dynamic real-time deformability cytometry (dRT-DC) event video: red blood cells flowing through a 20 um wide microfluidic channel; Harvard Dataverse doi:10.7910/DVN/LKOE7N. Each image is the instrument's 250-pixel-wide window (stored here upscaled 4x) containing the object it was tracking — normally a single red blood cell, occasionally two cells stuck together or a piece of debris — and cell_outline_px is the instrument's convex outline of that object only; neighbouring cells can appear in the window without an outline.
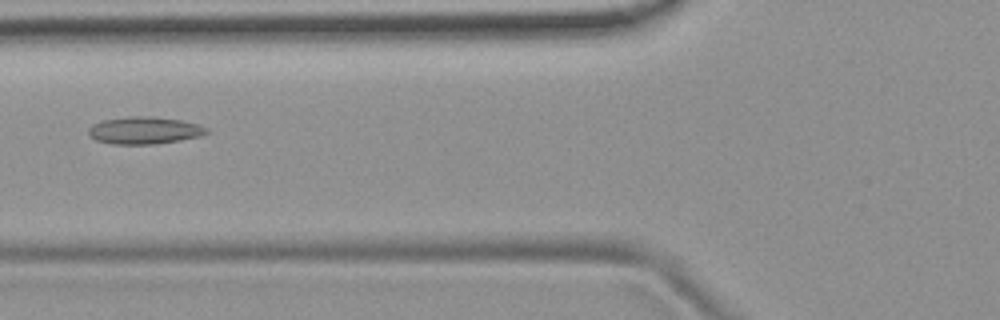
{"species": "common noctule bat (a hibernating species)", "species_latin": "Nyctalus noctula", "temperature_condition": "room temperature", "stored_images_in_passage": 5, "camera_frame_rate_fps": 3000, "um_per_image_px": 0.085, "animal": {"sex": "female", "body_mass_g": 19.9}, "frame": {"image": 1, "passage_image": 5, "time_ms": 1.333, "image_size_px": [1000, 320], "cell_outline_px": [[208, 132], [200, 136], [180, 140], [152, 144], [112, 144], [96, 140], [88, 136], [88, 128], [92, 124], [104, 120], [128, 116], [152, 116], [180, 120], [200, 124], [208, 128]], "centroid_in_image_um": [12.25, 11.08], "position_along_channel_um": 113.5, "area_um2": 18.84}}